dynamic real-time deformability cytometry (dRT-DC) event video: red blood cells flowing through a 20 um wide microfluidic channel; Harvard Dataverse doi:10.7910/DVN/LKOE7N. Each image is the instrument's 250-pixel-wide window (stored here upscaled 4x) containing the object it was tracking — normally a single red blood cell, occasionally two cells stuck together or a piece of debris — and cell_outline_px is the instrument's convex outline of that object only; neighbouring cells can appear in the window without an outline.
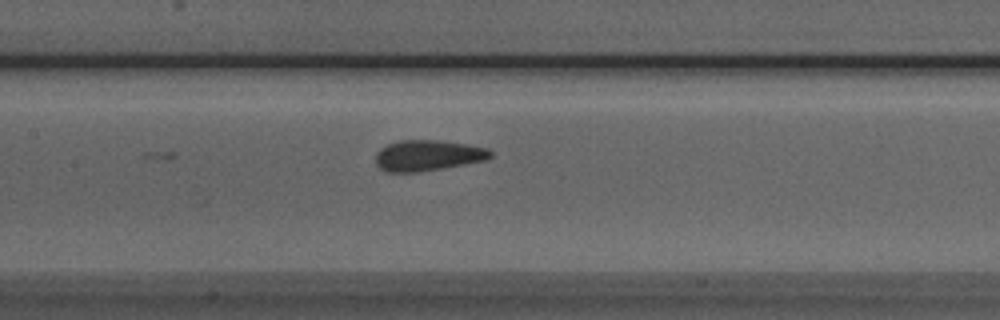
{"species": "Egyptian fruit bat (a non-hibernating species)", "species_latin": "Rousettus aegyptiacus", "temperature_condition": "room temperature", "stored_images_in_passage": 9, "camera_frame_rate_fps": 3000, "um_per_image_px": 0.085, "animal": {"sex": "male"}, "frame": {"image": 1, "passage_image": 9, "time_ms": 2.667, "image_size_px": [1000, 320], "cell_outline_px": [[492, 156], [484, 160], [464, 164], [416, 172], [388, 172], [380, 168], [376, 164], [376, 152], [380, 148], [396, 140], [436, 140], [468, 144], [488, 148], [492, 152]], "centroid_in_image_um": [36.34, 13.2], "position_along_channel_um": 171.1, "area_um2": 20.52}}